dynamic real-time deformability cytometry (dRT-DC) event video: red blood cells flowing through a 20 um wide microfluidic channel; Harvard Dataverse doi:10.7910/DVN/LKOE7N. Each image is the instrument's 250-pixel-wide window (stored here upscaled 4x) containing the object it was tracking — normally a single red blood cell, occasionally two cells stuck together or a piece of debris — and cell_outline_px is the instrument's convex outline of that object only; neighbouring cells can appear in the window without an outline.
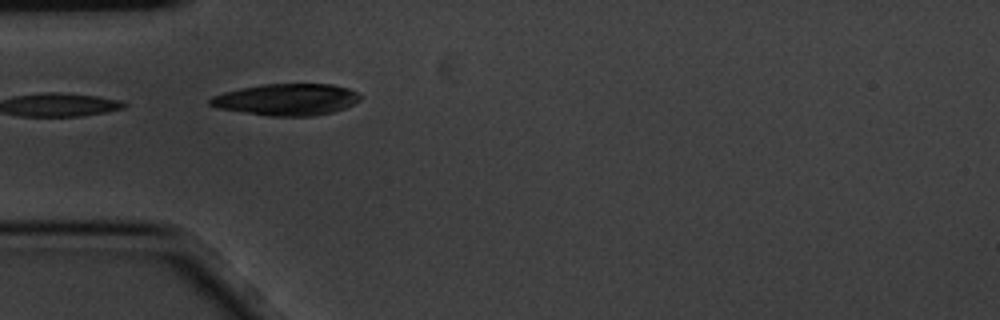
{"species": "common noctule bat (a hibernating species)", "species_latin": "Nyctalus noctula", "temperature_condition": "cold", "stored_images_in_passage": 6, "camera_frame_rate_fps": 3000, "um_per_image_px": 0.085, "animal": {"sex": "male", "body_mass_g": 20.1, "forearm_length_mm": 53.5}, "frame": {"image": 1, "passage_image": 4, "time_ms": 1.0, "image_size_px": [1000, 320], "cell_outline_px": [[360, 100], [344, 108], [332, 112], [312, 116], [268, 116], [216, 108], [208, 104], [208, 100], [212, 96], [224, 92], [240, 88], [264, 84], [332, 84], [348, 88], [356, 92], [360, 96]], "centroid_in_image_um": [24.32, 8.46], "position_along_channel_um": 60.7, "area_um2": 27.69}}
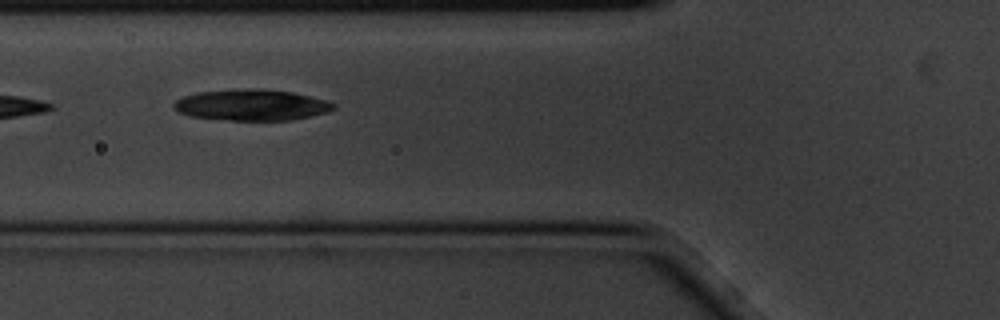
{"frame": {"image": 2, "passage_image": 5, "time_ms": 1.333, "image_size_px": [1000, 320], "cell_outline_px": [[336, 108], [328, 112], [292, 120], [232, 120], [192, 116], [180, 112], [172, 104], [176, 100], [184, 96], [196, 92], [236, 88], [244, 88], [292, 92], [324, 100], [336, 104]], "centroid_in_image_um": [21.38, 8.92], "position_along_channel_um": 104.4, "area_um2": 28.67}}